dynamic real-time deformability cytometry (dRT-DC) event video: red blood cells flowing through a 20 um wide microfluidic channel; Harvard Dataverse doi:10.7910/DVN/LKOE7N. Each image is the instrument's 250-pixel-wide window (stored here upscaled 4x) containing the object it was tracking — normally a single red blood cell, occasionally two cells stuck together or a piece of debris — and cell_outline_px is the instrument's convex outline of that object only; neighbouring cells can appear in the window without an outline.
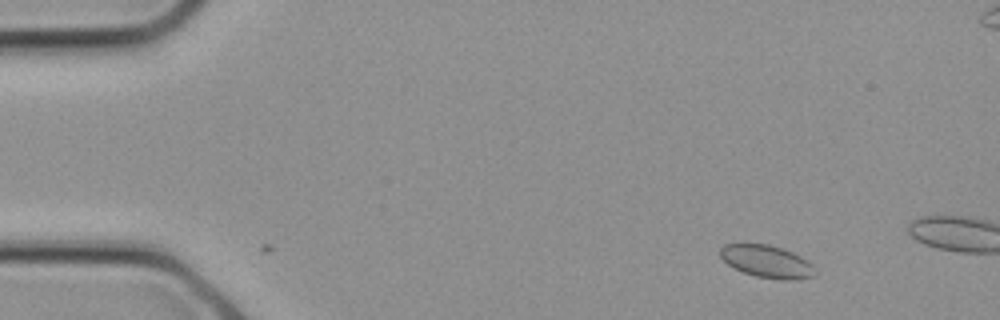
{"species": "common noctule bat (a hibernating species)", "species_latin": "Nyctalus noctula", "temperature_condition": "cold", "stored_images_in_passage": 3, "camera_frame_rate_fps": 3000, "um_per_image_px": 0.085, "animal": {"sex": "female", "body_mass_g": 21.9}, "frame": {"image": 1, "passage_image": 3, "time_ms": 0.667, "image_size_px": [1000, 320], "cell_outline_px": [[816, 276], [796, 280], [780, 280], [756, 276], [732, 268], [720, 256], [720, 248], [724, 244], [768, 244], [792, 252], [808, 260], [816, 268]], "centroid_in_image_um": [65.22, 22.24], "position_along_channel_um": 19.8, "area_um2": 18.09}}